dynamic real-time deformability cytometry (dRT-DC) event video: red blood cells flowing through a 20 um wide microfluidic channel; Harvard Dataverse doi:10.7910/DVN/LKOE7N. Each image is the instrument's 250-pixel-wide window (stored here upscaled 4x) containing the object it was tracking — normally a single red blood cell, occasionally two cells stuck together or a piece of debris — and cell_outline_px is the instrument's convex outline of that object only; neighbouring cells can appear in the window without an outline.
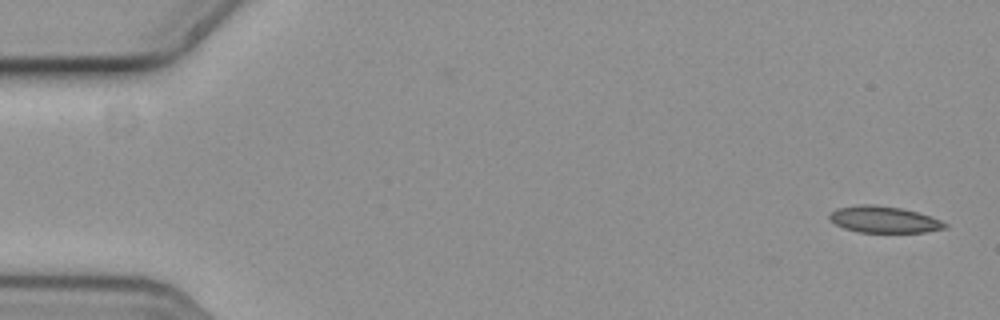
{"species": "common noctule bat (a hibernating species)", "species_latin": "Nyctalus noctula", "temperature_condition": "cold", "stored_images_in_passage": 7, "camera_frame_rate_fps": 3000, "um_per_image_px": 0.085, "animal": {"sex": "female", "body_mass_g": 19.3, "forearm_length_mm": 54.1}, "frame": {"image": 1, "passage_image": 1, "time_ms": 0.0, "image_size_px": [1000, 320], "cell_outline_px": [[948, 228], [924, 232], [860, 232], [844, 228], [836, 224], [828, 216], [836, 208], [860, 204], [872, 204], [900, 208], [916, 212], [940, 220], [948, 224]], "centroid_in_image_um": [75.13, 18.66], "position_along_channel_um": 9.9, "area_um2": 17.63}}
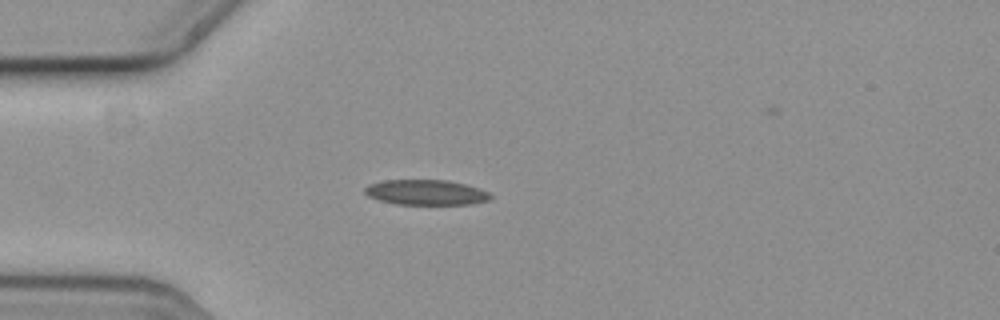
{"frame": {"image": 2, "passage_image": 5, "time_ms": 1.333, "image_size_px": [1000, 320], "cell_outline_px": [[492, 196], [488, 200], [472, 204], [396, 204], [380, 200], [368, 196], [364, 192], [364, 188], [368, 184], [384, 180], [444, 180], [464, 184], [480, 188], [488, 192]], "centroid_in_image_um": [36.19, 16.35], "position_along_channel_um": 48.8, "area_um2": 18.38}}